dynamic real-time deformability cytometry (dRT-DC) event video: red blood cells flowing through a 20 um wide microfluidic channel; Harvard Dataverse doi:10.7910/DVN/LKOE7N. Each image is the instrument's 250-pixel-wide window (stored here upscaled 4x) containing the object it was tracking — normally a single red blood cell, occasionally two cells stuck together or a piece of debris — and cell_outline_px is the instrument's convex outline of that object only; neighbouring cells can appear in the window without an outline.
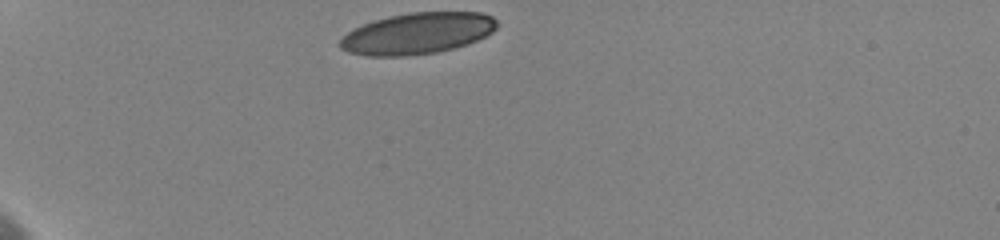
{"species": "human", "species_latin": "Homo sapiens", "temperature_condition": "cold", "stored_images_in_passage": 25, "camera_frame_rate_fps": 3000, "um_per_image_px": 0.085, "donor": {"sex": "female"}, "frame": {"image": 1, "passage_image": 1, "time_ms": 0.0, "image_size_px": [1000, 240], "cell_outline_px": [[496, 28], [492, 32], [468, 44], [436, 52], [408, 56], [368, 56], [348, 52], [340, 48], [340, 40], [352, 28], [388, 16], [408, 12], [484, 12], [492, 16], [496, 20]], "centroid_in_image_um": [35.48, 2.83], "position_along_channel_um": 49.5, "area_um2": 37.74}}